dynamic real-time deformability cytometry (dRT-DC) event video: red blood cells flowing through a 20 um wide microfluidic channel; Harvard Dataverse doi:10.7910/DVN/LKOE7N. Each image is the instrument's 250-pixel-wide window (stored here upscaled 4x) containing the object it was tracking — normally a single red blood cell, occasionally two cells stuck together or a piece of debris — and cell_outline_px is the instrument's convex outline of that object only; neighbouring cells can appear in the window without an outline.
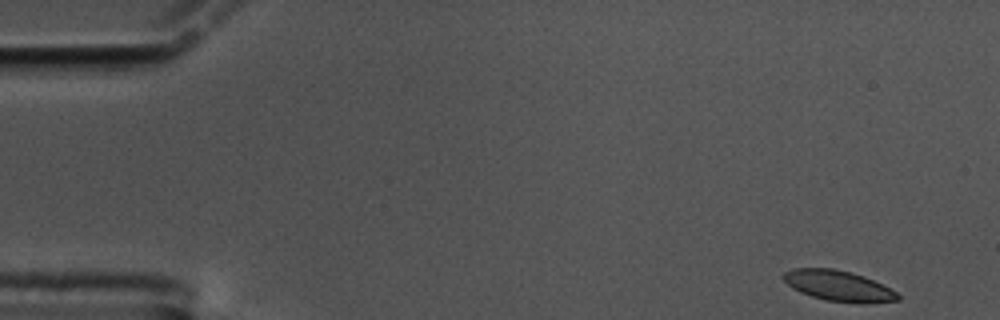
{"species": "common noctule bat (a hibernating species)", "species_latin": "Nyctalus noctula", "temperature_condition": "cold", "stored_images_in_passage": 56, "camera_frame_rate_fps": 3000, "um_per_image_px": 0.085, "animal": {"sex": "male", "body_mass_g": 17.5, "forearm_length_mm": 52.3}, "frame": {"image": 1, "passage_image": 1, "time_ms": 0.0, "image_size_px": [1000, 320], "cell_outline_px": [[900, 300], [860, 304], [856, 304], [824, 300], [800, 292], [792, 288], [780, 276], [784, 272], [792, 268], [832, 268], [852, 272], [864, 276], [896, 292], [900, 296]], "centroid_in_image_um": [71.24, 24.3], "position_along_channel_um": 13.8, "area_um2": 20.52}}
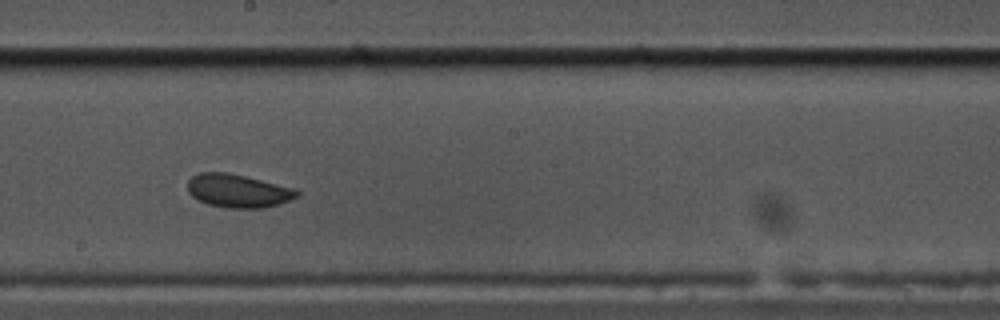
{"frame": {"image": 2, "passage_image": 30, "time_ms": 9.667, "image_size_px": [1000, 320], "cell_outline_px": [[300, 196], [280, 204], [264, 208], [228, 208], [208, 204], [192, 196], [188, 192], [188, 180], [192, 176], [200, 172], [228, 172], [296, 188], [300, 192]], "centroid_in_image_um": [20.27, 16.22], "position_along_channel_um": 227.9, "area_um2": 21.39}}
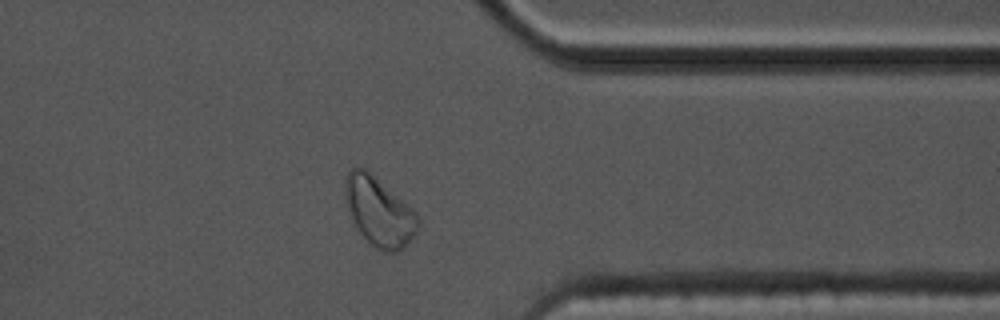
{"frame": {"image": 3, "passage_image": 44, "time_ms": 14.333, "image_size_px": [1000, 320], "cell_outline_px": [[420, 228], [408, 244], [404, 248], [396, 252], [384, 252], [376, 248], [352, 224], [344, 196], [344, 176], [352, 168], [368, 168], [412, 208], [416, 212], [420, 220]], "centroid_in_image_um": [32.22, 17.96], "position_along_channel_um": 379.2, "area_um2": 29.94}, "authors_computed_cell_mechanics": {"area_um2": 21.386, "velocity_mm_per_s": 3.3987, "shape_relaxation_time_tau1_ms": 2.7337, "shape_relaxation_time_tau2_ms": 2.6398, "deformation_change_tau1": 0.0703, "deformation_change_tau2": 0.0565}}